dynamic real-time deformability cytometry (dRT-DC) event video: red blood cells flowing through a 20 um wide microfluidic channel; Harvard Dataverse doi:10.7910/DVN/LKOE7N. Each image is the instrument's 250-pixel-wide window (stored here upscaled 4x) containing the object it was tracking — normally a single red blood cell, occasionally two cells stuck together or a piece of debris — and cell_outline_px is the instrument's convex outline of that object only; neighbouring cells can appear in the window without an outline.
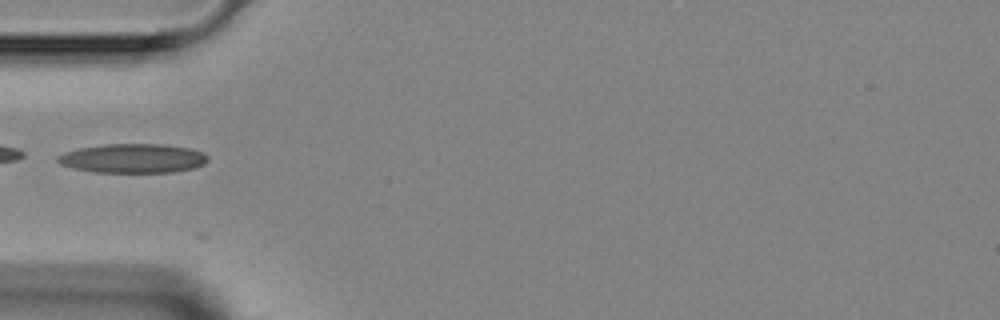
{"species": "Egyptian fruit bat (a non-hibernating species)", "species_latin": "Rousettus aegyptiacus", "temperature_condition": "room temperature", "stored_images_in_passage": 5, "camera_frame_rate_fps": 3000, "um_per_image_px": 0.085, "animal": {"sex": "female"}, "frame": {"image": 1, "passage_image": 4, "time_ms": 3.333, "image_size_px": [1000, 320], "cell_outline_px": [[208, 160], [204, 164], [196, 168], [172, 172], [96, 172], [76, 168], [60, 164], [56, 160], [56, 156], [64, 152], [80, 148], [104, 144], [160, 144], [188, 148], [204, 152], [208, 156]], "centroid_in_image_um": [11.32, 13.46], "position_along_channel_um": 73.7, "area_um2": 25.49}}
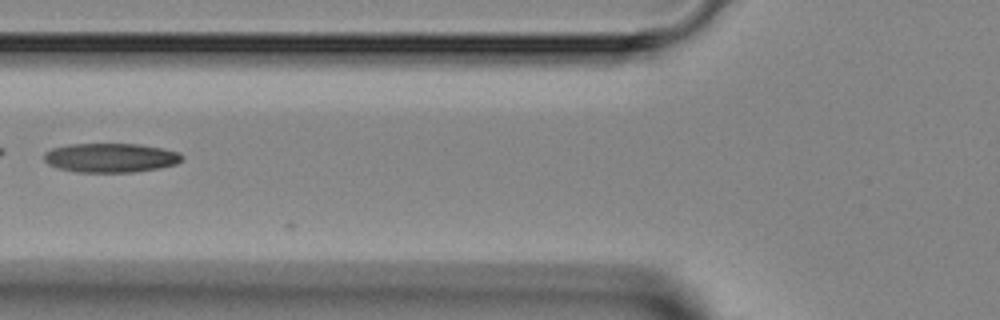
{"frame": {"image": 2, "passage_image": 5, "time_ms": 4.333, "image_size_px": [1000, 320], "cell_outline_px": [[184, 160], [176, 164], [160, 168], [132, 172], [76, 172], [60, 168], [48, 164], [44, 160], [44, 152], [52, 148], [72, 144], [140, 144], [164, 148], [180, 152], [184, 156]], "centroid_in_image_um": [9.46, 13.4], "position_along_channel_um": 116.3, "area_um2": 23.64}}